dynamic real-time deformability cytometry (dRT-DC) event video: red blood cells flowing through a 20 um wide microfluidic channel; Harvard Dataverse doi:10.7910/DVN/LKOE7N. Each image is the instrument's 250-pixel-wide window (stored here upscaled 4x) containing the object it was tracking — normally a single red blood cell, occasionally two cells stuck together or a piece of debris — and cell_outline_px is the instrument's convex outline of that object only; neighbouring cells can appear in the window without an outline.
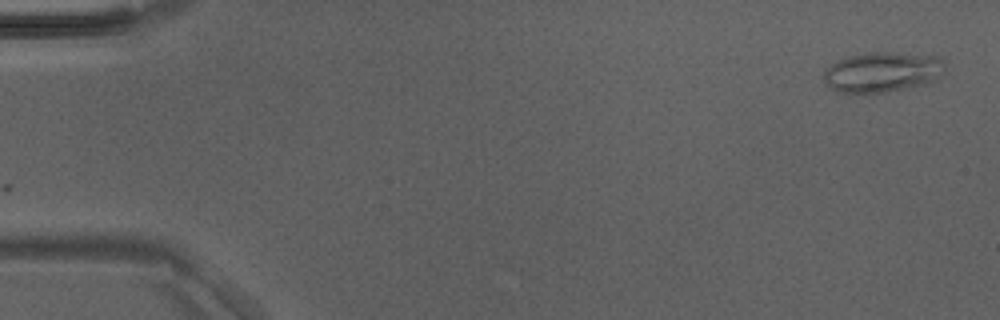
{"species": "Egyptian fruit bat (a non-hibernating species)", "species_latin": "Rousettus aegyptiacus", "temperature_condition": "room temperature", "stored_images_in_passage": 10, "camera_frame_rate_fps": 3000, "um_per_image_px": 0.085, "animal": {"sex": "male"}, "frame": {"image": 1, "passage_image": 1, "time_ms": 0.0, "image_size_px": [1000, 320], "cell_outline_px": [[944, 72], [936, 80], [924, 84], [884, 92], [840, 92], [832, 88], [824, 80], [824, 68], [840, 60], [852, 56], [872, 52], [884, 52], [936, 56], [944, 60]], "centroid_in_image_um": [75.03, 6.12], "position_along_channel_um": 10.0, "area_um2": 27.86}}